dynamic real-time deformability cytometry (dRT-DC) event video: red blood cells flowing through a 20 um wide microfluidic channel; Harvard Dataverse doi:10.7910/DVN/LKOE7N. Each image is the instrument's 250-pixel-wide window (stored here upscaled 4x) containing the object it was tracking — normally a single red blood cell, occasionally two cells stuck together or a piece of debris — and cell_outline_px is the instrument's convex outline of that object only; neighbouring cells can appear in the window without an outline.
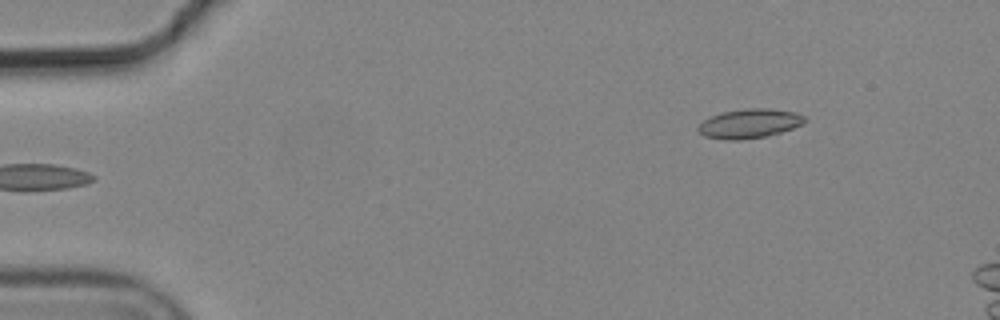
{"species": "common noctule bat (a hibernating species)", "species_latin": "Nyctalus noctula", "temperature_condition": "cold", "stored_images_in_passage": 5, "camera_frame_rate_fps": 3000, "um_per_image_px": 0.085, "animal": {"sex": "male", "body_mass_g": 19.2, "forearm_length_mm": 51.8}, "frame": {"image": 1, "passage_image": 5, "time_ms": 1.333, "image_size_px": [1000, 320], "cell_outline_px": [[808, 120], [804, 124], [780, 132], [764, 136], [740, 140], [724, 140], [704, 136], [696, 128], [704, 120], [720, 112], [744, 108], [768, 108], [796, 112], [804, 116]], "centroid_in_image_um": [63.71, 10.49], "position_along_channel_um": 21.3, "area_um2": 18.26}}